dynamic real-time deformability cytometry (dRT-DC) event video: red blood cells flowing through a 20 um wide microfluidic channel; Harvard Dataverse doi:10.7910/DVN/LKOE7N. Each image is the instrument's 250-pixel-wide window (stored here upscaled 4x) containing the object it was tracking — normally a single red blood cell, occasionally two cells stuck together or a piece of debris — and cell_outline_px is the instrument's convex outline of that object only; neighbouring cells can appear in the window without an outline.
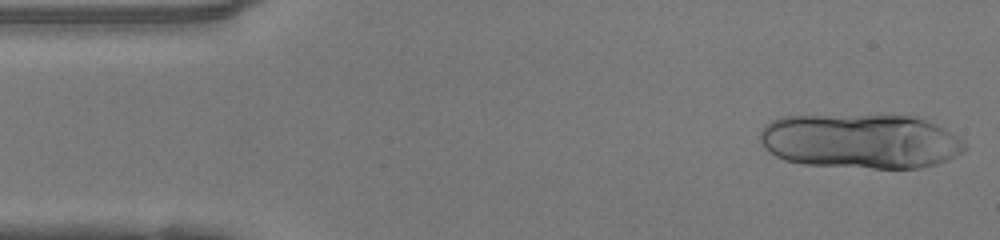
{"species": "human", "species_latin": "Homo sapiens", "temperature_condition": "warm", "stored_images_in_passage": 12, "camera_frame_rate_fps": 3000, "um_per_image_px": 0.085, "donor": {"sex": "female"}, "frame": {"image": 1, "passage_image": 1, "time_ms": 0.0, "image_size_px": [1000, 240], "cell_outline_px": [[968, 148], [964, 152], [948, 160], [936, 164], [920, 168], [872, 168], [804, 164], [784, 160], [776, 156], [764, 148], [760, 140], [760, 132], [764, 124], [780, 116], [876, 112], [888, 112], [916, 116], [928, 120], [944, 128], [968, 144]], "centroid_in_image_um": [73.16, 11.94], "position_along_channel_um": 11.8, "area_um2": 67.74}}